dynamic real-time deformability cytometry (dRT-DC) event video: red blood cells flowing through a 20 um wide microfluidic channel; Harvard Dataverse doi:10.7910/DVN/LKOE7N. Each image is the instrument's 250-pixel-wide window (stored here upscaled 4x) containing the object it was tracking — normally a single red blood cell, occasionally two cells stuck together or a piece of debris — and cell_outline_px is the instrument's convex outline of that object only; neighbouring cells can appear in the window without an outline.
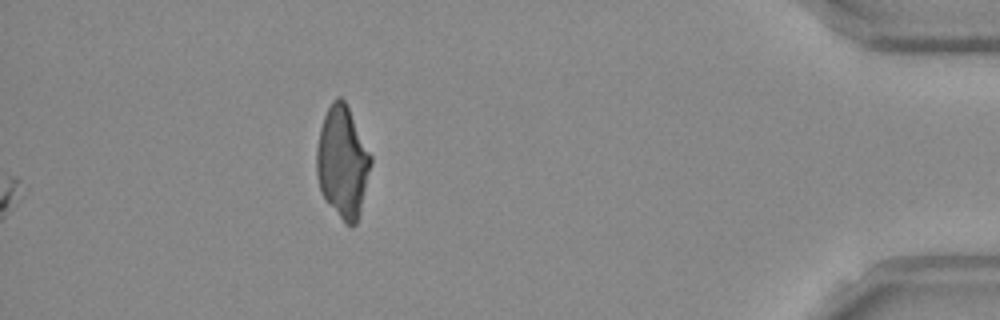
{"species": "Egyptian fruit bat (a non-hibernating species)", "species_latin": "Rousettus aegyptiacus", "temperature_condition": "room temperature", "stored_images_in_passage": 47, "segment_of_instrument_passage": [2, 2], "camera_frame_rate_fps": 3000, "um_per_image_px": 0.085, "frame": {"image": 1, "passage_image": 47, "time_ms": 15.333, "image_size_px": [1000, 320], "cell_outline_px": [[372, 160], [360, 212], [356, 224], [352, 228], [340, 216], [324, 196], [320, 188], [316, 172], [316, 148], [320, 128], [324, 116], [332, 100], [336, 96], [340, 96], [344, 100], [372, 156]], "centroid_in_image_um": [29.11, 13.74], "position_along_channel_um": 406.1, "area_um2": 34.68}}